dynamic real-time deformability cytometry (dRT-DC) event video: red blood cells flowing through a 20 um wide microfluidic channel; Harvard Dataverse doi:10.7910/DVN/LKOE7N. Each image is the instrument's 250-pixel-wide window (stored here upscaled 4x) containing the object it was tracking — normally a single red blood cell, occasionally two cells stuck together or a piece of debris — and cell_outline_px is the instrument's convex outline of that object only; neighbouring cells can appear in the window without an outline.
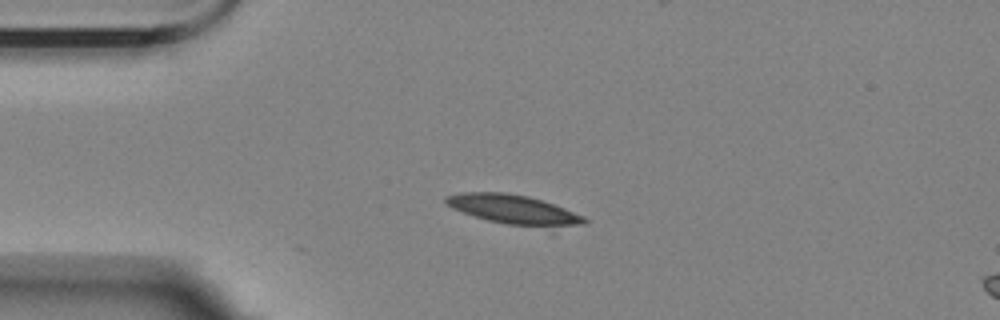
{"species": "Egyptian fruit bat (a non-hibernating species)", "species_latin": "Rousettus aegyptiacus", "temperature_condition": "room temperature", "stored_images_in_passage": 5, "camera_frame_rate_fps": 3000, "um_per_image_px": 0.085, "animal": {"sex": "female"}, "frame": {"image": 1, "passage_image": 4, "time_ms": 3.667, "image_size_px": [1000, 320], "cell_outline_px": [[588, 224], [552, 236], [488, 220], [452, 208], [444, 204], [444, 196], [460, 192], [504, 192], [528, 196], [564, 208], [584, 216], [588, 220]], "centroid_in_image_um": [43.94, 17.97], "position_along_channel_um": 41.1, "area_um2": 26.24}}